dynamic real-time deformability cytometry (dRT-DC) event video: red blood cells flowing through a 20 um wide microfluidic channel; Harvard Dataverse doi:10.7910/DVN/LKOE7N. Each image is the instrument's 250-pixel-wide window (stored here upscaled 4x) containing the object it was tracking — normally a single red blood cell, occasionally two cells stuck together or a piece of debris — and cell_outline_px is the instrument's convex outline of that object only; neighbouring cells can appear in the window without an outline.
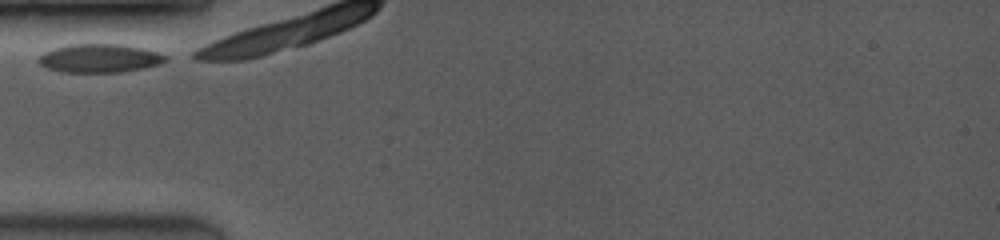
{"species": "common noctule bat (a hibernating species)", "species_latin": "Nyctalus noctula", "temperature_condition": "room temperature", "stored_images_in_passage": 21, "camera_frame_rate_fps": 3500, "um_per_image_px": 0.085, "animal": {"sex": "female", "body_mass_g": 19.0, "forearm_length_mm": 53.3}, "frame": {"image": 1, "passage_image": 1, "time_ms": 0.0, "image_size_px": [1000, 240], "cell_outline_px": [[168, 60], [160, 64], [144, 68], [120, 72], [60, 72], [48, 68], [40, 64], [36, 60], [44, 52], [68, 44], [124, 44], [144, 48], [168, 56]], "centroid_in_image_um": [8.49, 4.95], "position_along_channel_um": 76.5, "area_um2": 21.21}}